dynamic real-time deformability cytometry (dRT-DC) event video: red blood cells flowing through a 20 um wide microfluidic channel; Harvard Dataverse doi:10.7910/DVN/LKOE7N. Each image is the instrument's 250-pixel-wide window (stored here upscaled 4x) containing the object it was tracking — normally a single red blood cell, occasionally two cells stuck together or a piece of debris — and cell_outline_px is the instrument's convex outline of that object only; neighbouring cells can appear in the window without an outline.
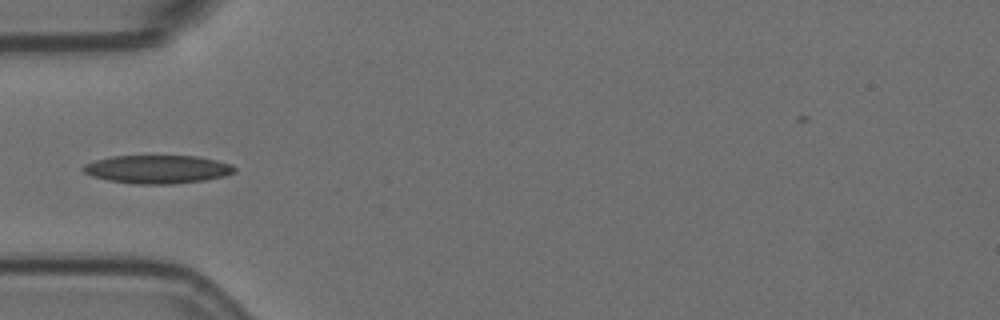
{"species": "Egyptian fruit bat (a non-hibernating species)", "species_latin": "Rousettus aegyptiacus", "temperature_condition": "room temperature", "stored_images_in_passage": 15, "camera_frame_rate_fps": 3000, "um_per_image_px": 0.085, "animal": {"sex": "female"}, "frame": {"image": 1, "passage_image": 5, "time_ms": 1.333, "image_size_px": [1000, 320], "cell_outline_px": [[236, 172], [224, 176], [204, 180], [172, 184], [132, 184], [108, 180], [92, 176], [84, 172], [80, 168], [84, 164], [96, 160], [112, 156], [196, 156], [216, 160], [232, 164], [236, 168]], "centroid_in_image_um": [13.38, 14.39], "position_along_channel_um": 71.6, "area_um2": 25.03}}
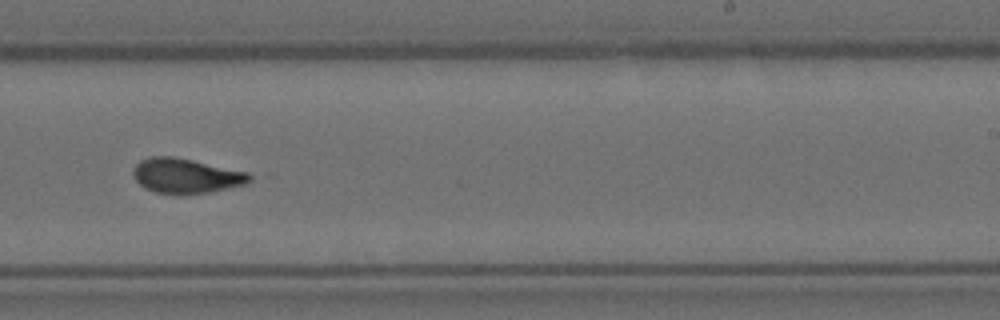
{"frame": {"image": 2, "passage_image": 10, "time_ms": 3.0, "image_size_px": [1000, 320], "cell_outline_px": [[252, 180], [248, 184], [208, 192], [180, 196], [156, 192], [144, 188], [136, 180], [132, 172], [132, 168], [140, 160], [148, 156], [172, 156], [192, 160], [248, 172], [252, 176]], "centroid_in_image_um": [15.8, 14.96], "position_along_channel_um": 273.2, "area_um2": 23.99}}
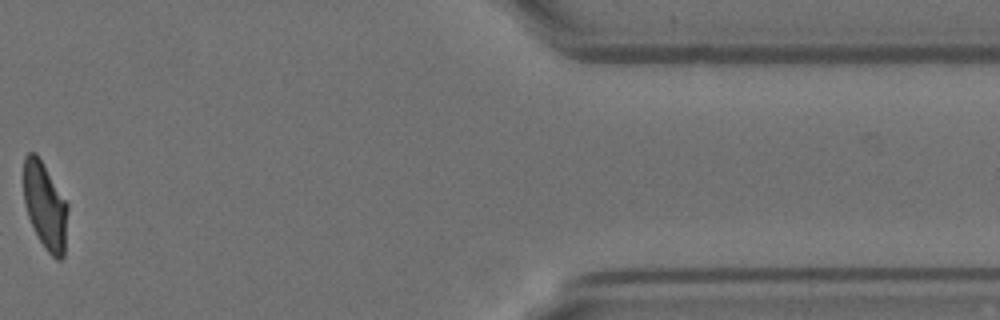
{"frame": {"image": 3, "passage_image": 14, "time_ms": 4.333, "image_size_px": [1000, 320], "cell_outline_px": [[68, 208], [64, 256], [60, 260], [56, 260], [44, 248], [28, 216], [24, 204], [24, 156], [28, 152], [36, 152], [68, 204]], "centroid_in_image_um": [3.84, 17.5], "position_along_channel_um": 407.6, "area_um2": 22.2}}